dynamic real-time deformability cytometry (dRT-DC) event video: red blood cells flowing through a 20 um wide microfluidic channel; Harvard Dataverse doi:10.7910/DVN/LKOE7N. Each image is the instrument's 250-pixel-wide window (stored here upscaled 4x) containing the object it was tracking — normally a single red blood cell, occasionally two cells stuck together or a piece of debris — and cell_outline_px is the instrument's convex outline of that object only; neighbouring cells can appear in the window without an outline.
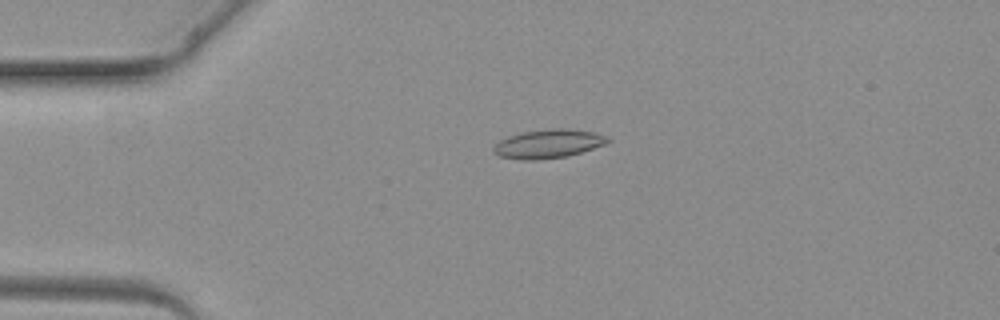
{"species": "common noctule bat (a hibernating species)", "species_latin": "Nyctalus noctula", "temperature_condition": "warm", "stored_images_in_passage": 4, "camera_frame_rate_fps": 3000, "um_per_image_px": 0.085, "animal": {"sex": "female", "body_mass_g": 19.3, "forearm_length_mm": 54.1}, "frame": {"image": 1, "passage_image": 3, "time_ms": 2.333, "image_size_px": [1000, 320], "cell_outline_px": [[612, 140], [604, 144], [568, 156], [536, 160], [520, 160], [500, 156], [492, 152], [492, 148], [500, 140], [508, 136], [520, 132], [552, 128], [564, 128], [592, 132], [608, 136]], "centroid_in_image_um": [46.57, 12.22], "position_along_channel_um": 38.4, "area_um2": 19.13}}